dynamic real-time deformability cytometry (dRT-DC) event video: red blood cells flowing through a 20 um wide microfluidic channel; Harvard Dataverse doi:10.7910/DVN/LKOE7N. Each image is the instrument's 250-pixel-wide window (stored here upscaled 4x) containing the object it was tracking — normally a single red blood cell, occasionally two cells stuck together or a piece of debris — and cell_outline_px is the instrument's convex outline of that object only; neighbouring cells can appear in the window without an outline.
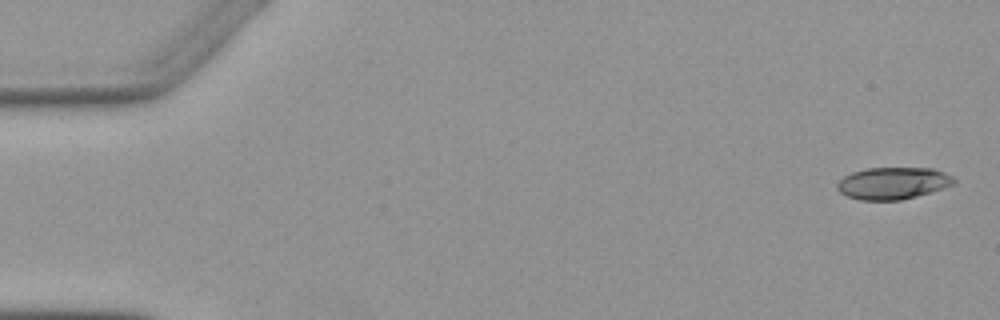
{"species": "Egyptian fruit bat (a non-hibernating species)", "species_latin": "Rousettus aegyptiacus", "temperature_condition": "warm", "stored_images_in_passage": 6, "camera_frame_rate_fps": 3000, "um_per_image_px": 0.085, "animal": {"sex": "female"}, "frame": {"image": 1, "passage_image": 1, "time_ms": 0.0, "image_size_px": [1000, 320], "cell_outline_px": [[956, 184], [944, 188], [916, 196], [900, 200], [860, 200], [848, 196], [840, 192], [836, 188], [836, 184], [844, 176], [852, 172], [868, 168], [932, 168], [944, 172], [952, 176], [956, 180]], "centroid_in_image_um": [75.91, 15.57], "position_along_channel_um": 9.1, "area_um2": 21.79}}
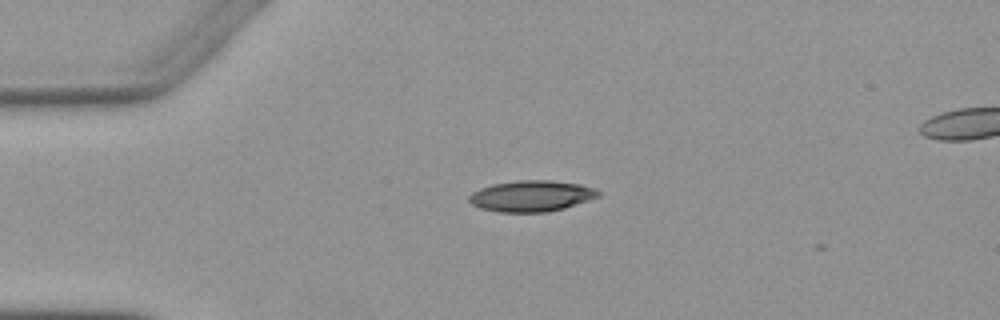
{"frame": {"image": 2, "passage_image": 4, "time_ms": 3.667, "image_size_px": [1000, 320], "cell_outline_px": [[600, 196], [564, 208], [548, 212], [496, 212], [480, 208], [472, 204], [468, 200], [468, 196], [472, 192], [480, 188], [492, 184], [516, 180], [552, 180], [580, 184], [592, 188], [600, 192]], "centroid_in_image_um": [45.13, 16.66], "position_along_channel_um": 39.9, "area_um2": 23.47}}